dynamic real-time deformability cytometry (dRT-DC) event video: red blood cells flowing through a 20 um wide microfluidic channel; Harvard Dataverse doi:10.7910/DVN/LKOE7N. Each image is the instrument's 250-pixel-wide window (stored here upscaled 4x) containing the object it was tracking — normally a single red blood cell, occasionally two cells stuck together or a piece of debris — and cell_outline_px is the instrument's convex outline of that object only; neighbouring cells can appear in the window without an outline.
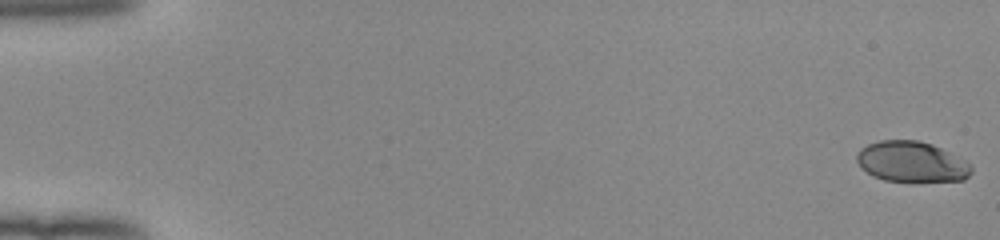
{"species": "human", "species_latin": "Homo sapiens", "temperature_condition": "room temperature", "stored_images_in_passage": 53, "camera_frame_rate_fps": 3000, "um_per_image_px": 0.085, "donor": {"sex": "female"}, "frame": {"image": 1, "passage_image": 1, "time_ms": 0.0, "image_size_px": [1000, 240], "cell_outline_px": [[972, 172], [964, 180], [884, 180], [872, 176], [856, 160], [856, 152], [860, 148], [868, 144], [880, 140], [916, 140], [932, 144], [972, 164]], "centroid_in_image_um": [77.47, 13.73], "position_along_channel_um": 7.5, "area_um2": 26.65}}
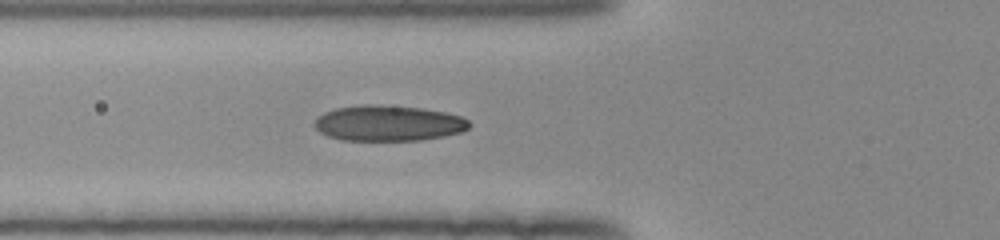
{"frame": {"image": 2, "passage_image": 21, "time_ms": 6.667, "image_size_px": [1000, 240], "cell_outline_px": [[472, 124], [464, 132], [444, 136], [420, 140], [340, 140], [328, 136], [320, 132], [312, 124], [324, 112], [336, 108], [364, 104], [368, 104], [420, 108], [444, 112], [460, 116], [468, 120]], "centroid_in_image_um": [33.02, 10.48], "position_along_channel_um": 92.8, "area_um2": 32.08}}
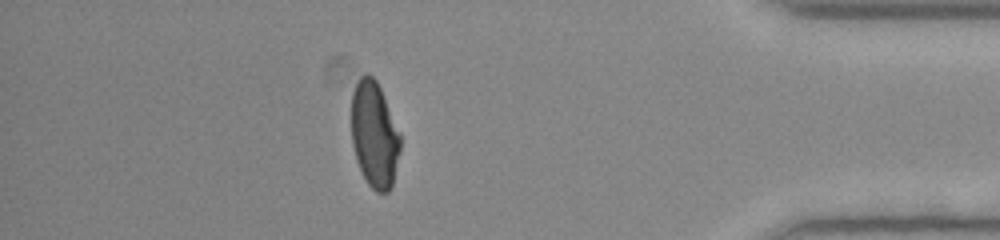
{"frame": {"image": 3, "passage_image": 47, "time_ms": 15.333, "image_size_px": [1000, 240], "cell_outline_px": [[400, 152], [392, 188], [388, 192], [376, 192], [368, 184], [356, 160], [352, 144], [352, 92], [360, 76], [364, 72], [368, 72], [376, 80], [384, 96], [400, 132]], "centroid_in_image_um": [31.83, 11.44], "position_along_channel_um": 403.4, "area_um2": 30.4}, "authors_computed_cell_mechanics": {"area_um2": 31.0386, "velocity_mm_per_s": 4.0015, "shape_relaxation_time_tau1_ms": 4.2727, "shape_relaxation_time_tau2_ms": null, "deformation_change_tau1": 0.2028, "deformation_change_tau2": null}}